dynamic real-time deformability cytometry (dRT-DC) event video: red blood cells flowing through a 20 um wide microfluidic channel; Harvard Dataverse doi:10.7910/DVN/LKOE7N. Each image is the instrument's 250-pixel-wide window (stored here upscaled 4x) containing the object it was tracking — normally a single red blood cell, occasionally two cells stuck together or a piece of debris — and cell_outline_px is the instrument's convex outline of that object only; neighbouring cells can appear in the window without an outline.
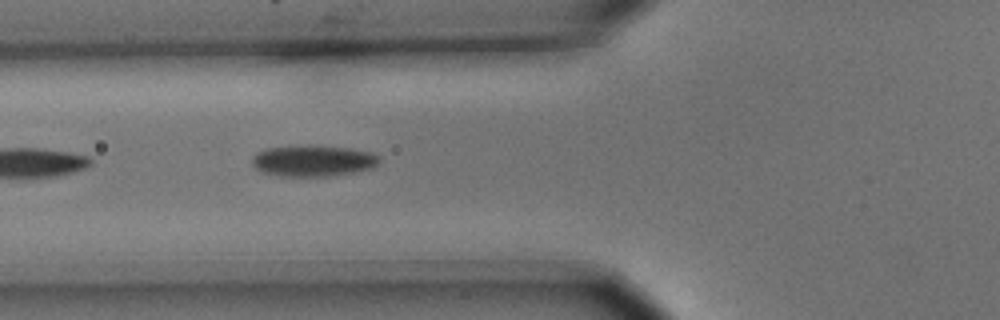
{"species": "common noctule bat (a hibernating species)", "species_latin": "Nyctalus noctula", "temperature_condition": "cold", "stored_images_in_passage": 2, "camera_frame_rate_fps": 3000, "um_per_image_px": 0.085, "animal": {"sex": "male", "body_mass_g": 15.6}, "frame": {"image": 1, "passage_image": 2, "time_ms": 0.333, "image_size_px": [1000, 320], "cell_outline_px": [[380, 164], [372, 168], [352, 172], [328, 176], [276, 176], [260, 172], [252, 164], [252, 156], [256, 152], [268, 148], [308, 144], [312, 144], [348, 148], [372, 152], [380, 156]], "centroid_in_image_um": [26.6, 13.65], "position_along_channel_um": 99.2, "area_um2": 23.58}}